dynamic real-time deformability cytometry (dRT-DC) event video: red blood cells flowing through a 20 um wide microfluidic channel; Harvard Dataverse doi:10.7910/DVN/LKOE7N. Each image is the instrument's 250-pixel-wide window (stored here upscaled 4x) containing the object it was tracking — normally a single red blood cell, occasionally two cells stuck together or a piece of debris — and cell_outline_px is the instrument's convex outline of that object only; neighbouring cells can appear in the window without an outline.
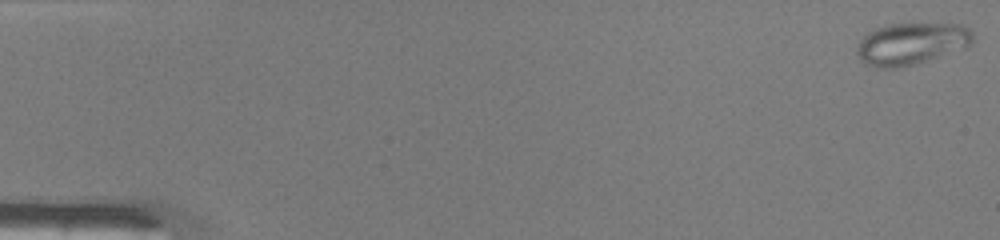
{"species": "common noctule bat (a hibernating species)", "species_latin": "Nyctalus noctula", "temperature_condition": "warm", "stored_images_in_passage": 1, "camera_frame_rate_fps": 3000, "um_per_image_px": 0.085, "animal": {"sex": "male", "body_mass_g": 19.0, "forearm_length_mm": 50.8}, "frame": {"image": 1, "passage_image": 1, "time_ms": 0.0, "image_size_px": [1000, 240], "cell_outline_px": [[972, 40], [968, 44], [936, 56], [912, 64], [896, 68], [876, 68], [864, 64], [860, 60], [856, 52], [856, 44], [868, 32], [876, 28], [888, 24], [964, 24], [972, 32]], "centroid_in_image_um": [77.34, 3.7], "position_along_channel_um": 7.7, "area_um2": 27.69}}